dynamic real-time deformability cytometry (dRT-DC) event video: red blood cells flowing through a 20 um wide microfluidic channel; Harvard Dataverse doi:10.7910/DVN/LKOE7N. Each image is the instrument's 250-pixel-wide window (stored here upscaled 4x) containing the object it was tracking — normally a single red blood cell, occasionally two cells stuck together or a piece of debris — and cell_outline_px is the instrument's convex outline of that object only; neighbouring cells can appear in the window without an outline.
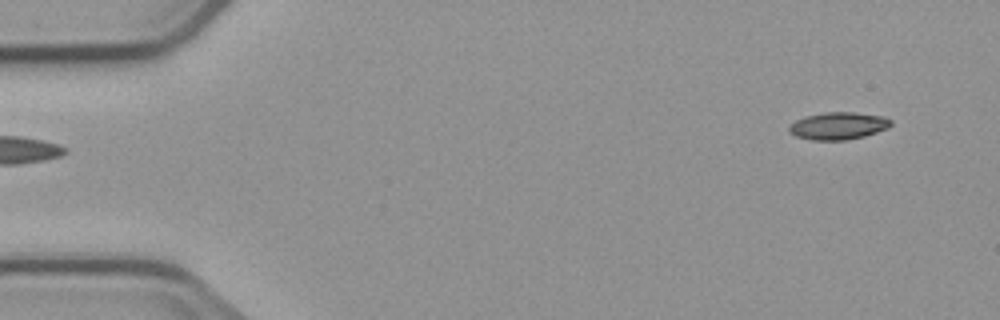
{"species": "common noctule bat (a hibernating species)", "species_latin": "Nyctalus noctula", "temperature_condition": "cold", "stored_images_in_passage": 5, "camera_frame_rate_fps": 3000, "um_per_image_px": 0.085, "animal": {"sex": "male", "body_mass_g": 23.1, "forearm_length_mm": 52.7}, "frame": {"image": 1, "passage_image": 5, "time_ms": 4.333, "image_size_px": [1000, 320], "cell_outline_px": [[892, 124], [888, 128], [864, 136], [844, 140], [812, 140], [796, 136], [788, 132], [788, 128], [796, 120], [804, 116], [824, 112], [856, 112], [884, 116], [892, 120]], "centroid_in_image_um": [71.26, 10.68], "position_along_channel_um": 13.7, "area_um2": 16.3}}